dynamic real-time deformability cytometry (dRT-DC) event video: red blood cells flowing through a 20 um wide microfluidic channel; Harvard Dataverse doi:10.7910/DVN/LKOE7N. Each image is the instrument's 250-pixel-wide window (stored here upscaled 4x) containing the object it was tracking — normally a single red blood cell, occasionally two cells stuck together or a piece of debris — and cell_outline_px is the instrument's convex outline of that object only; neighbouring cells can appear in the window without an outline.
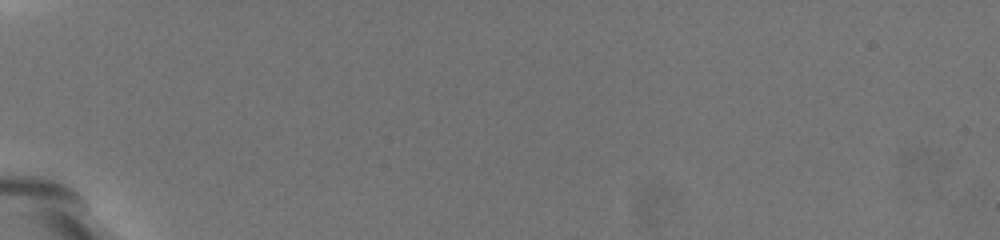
{"species": "common noctule bat (a hibernating species)", "species_latin": "Nyctalus noctula", "temperature_condition": "warm", "stored_images_in_passage": 9, "camera_frame_rate_fps": 3000, "um_per_image_px": 0.085, "animal": {"sex": "female", "body_mass_g": 19.5, "forearm_length_mm": 54.1}, "frame": {"image": 1, "passage_image": 1, "time_ms": 0.0, "image_size_px": [1000, 240], "cell_outline_px": [[276, 208], [268, 224], [200, 160], [196, 156], [180, 136], [180, 112], [220, 132], [252, 168]], "centroid_in_image_um": [19.26, 14.01], "position_along_channel_um": 65.7, "area_um2": 25.72}}
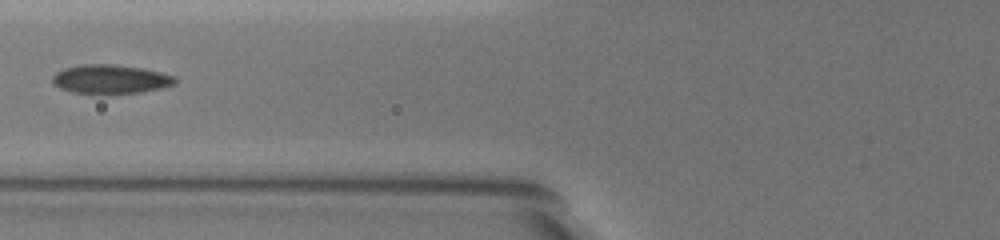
{"frame": {"image": 2, "passage_image": 2, "time_ms": 0.333, "image_size_px": [1000, 240], "cell_outline_px": [[176, 80], [172, 84], [160, 88], [140, 92], [76, 92], [60, 88], [52, 80], [52, 76], [56, 72], [64, 68], [80, 64], [112, 64], [140, 68], [160, 72], [172, 76]], "centroid_in_image_um": [9.35, 6.69], "position_along_channel_um": 116.5, "area_um2": 19.88}}